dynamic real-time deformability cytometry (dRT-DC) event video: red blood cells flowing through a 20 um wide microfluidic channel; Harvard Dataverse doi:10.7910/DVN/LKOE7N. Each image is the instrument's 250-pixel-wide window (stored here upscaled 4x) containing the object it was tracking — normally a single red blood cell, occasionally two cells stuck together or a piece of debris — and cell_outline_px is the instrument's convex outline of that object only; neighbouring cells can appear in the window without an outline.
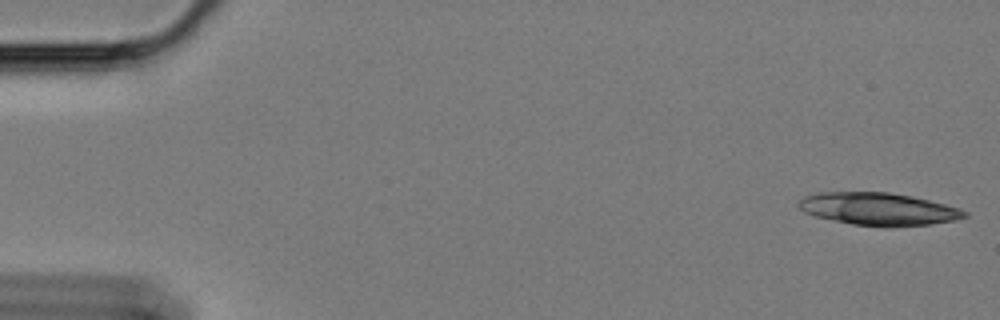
{"species": "Egyptian fruit bat (a non-hibernating species)", "species_latin": "Rousettus aegyptiacus", "temperature_condition": "cold", "stored_images_in_passage": 24, "camera_frame_rate_fps": 3000, "um_per_image_px": 0.085, "animal": {"sex": "female"}, "frame": {"image": 1, "passage_image": 1, "time_ms": 0.0, "image_size_px": [1000, 320], "cell_outline_px": [[968, 216], [956, 220], [928, 224], [884, 228], [852, 224], [816, 216], [804, 212], [800, 208], [800, 200], [804, 196], [816, 192], [888, 192], [912, 196], [960, 208], [968, 212]], "centroid_in_image_um": [74.69, 17.77], "position_along_channel_um": 10.3, "area_um2": 31.5}}